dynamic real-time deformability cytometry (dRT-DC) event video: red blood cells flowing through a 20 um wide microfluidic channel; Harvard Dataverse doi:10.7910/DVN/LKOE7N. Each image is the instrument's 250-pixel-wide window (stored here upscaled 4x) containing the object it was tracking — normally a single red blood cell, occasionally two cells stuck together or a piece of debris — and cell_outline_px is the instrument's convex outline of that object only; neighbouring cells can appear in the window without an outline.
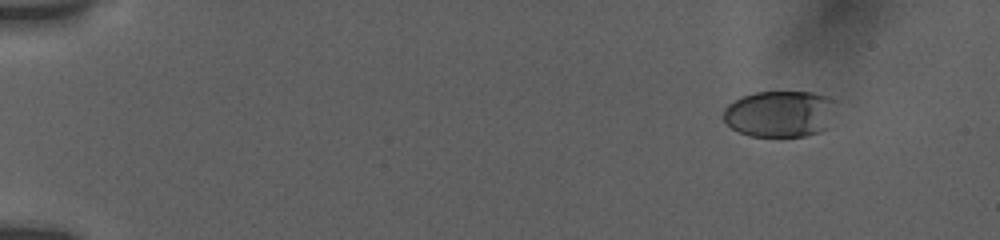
{"species": "human", "species_latin": "Homo sapiens", "temperature_condition": "room temperature", "stored_images_in_passage": 24, "camera_frame_rate_fps": 3000, "um_per_image_px": 0.085, "donor": {"sex": "female"}, "frame": {"image": 1, "passage_image": 7, "time_ms": 2.0, "image_size_px": [1000, 240], "cell_outline_px": [[840, 100], [828, 128], [820, 132], [804, 136], [748, 136], [732, 128], [724, 120], [724, 108], [728, 104], [744, 96], [756, 92], [812, 92], [828, 96]], "centroid_in_image_um": [66.39, 9.67], "position_along_channel_um": 18.6, "area_um2": 30.98}}
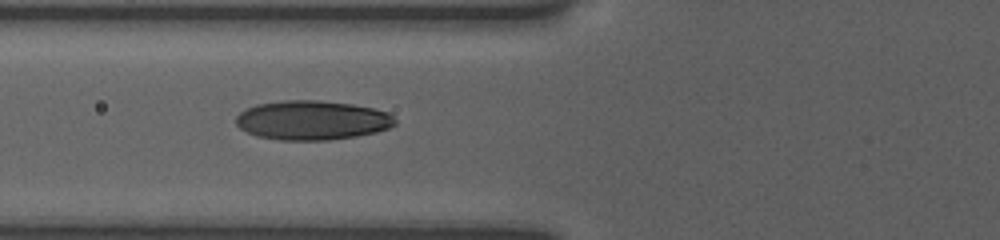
{"frame": {"image": 2, "passage_image": 22, "time_ms": 7.667, "image_size_px": [1000, 240], "cell_outline_px": [[396, 124], [388, 128], [376, 132], [356, 136], [328, 140], [280, 140], [256, 136], [240, 128], [236, 124], [236, 116], [240, 112], [256, 104], [284, 100], [320, 100], [352, 104], [372, 108], [388, 112], [396, 120]], "centroid_in_image_um": [26.53, 10.22], "position_along_channel_um": 99.3, "area_um2": 36.47}}
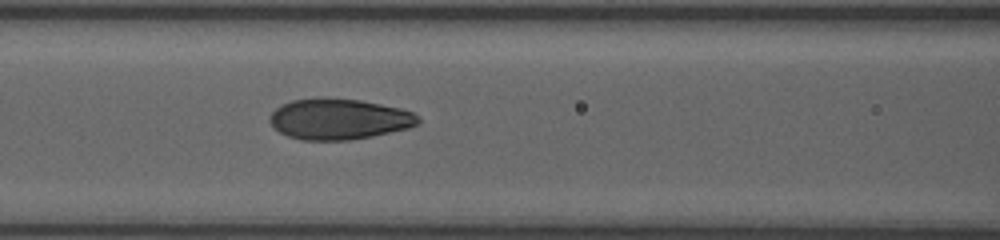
{"frame": {"image": 3, "passage_image": 24, "time_ms": 8.667, "image_size_px": [1000, 240], "cell_outline_px": [[420, 124], [408, 128], [372, 136], [348, 140], [304, 140], [288, 136], [272, 128], [268, 120], [272, 112], [280, 104], [292, 100], [316, 96], [324, 96], [360, 100], [400, 108], [412, 112], [420, 120]], "centroid_in_image_um": [28.75, 10.1], "position_along_channel_um": 137.8, "area_um2": 35.72}}